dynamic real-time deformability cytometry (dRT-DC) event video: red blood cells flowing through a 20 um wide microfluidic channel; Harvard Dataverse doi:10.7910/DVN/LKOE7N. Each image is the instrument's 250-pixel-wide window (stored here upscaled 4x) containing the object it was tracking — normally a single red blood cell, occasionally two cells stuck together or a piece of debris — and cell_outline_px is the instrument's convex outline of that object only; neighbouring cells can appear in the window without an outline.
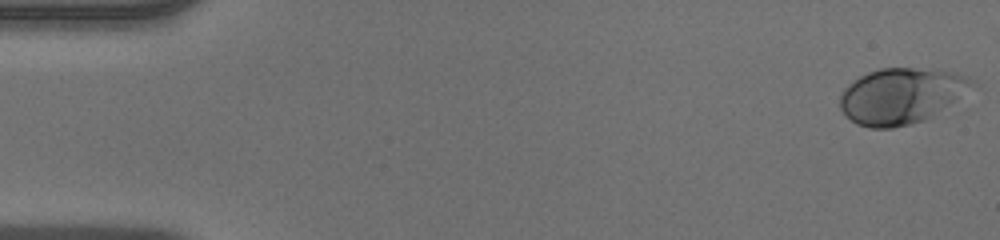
{"species": "human", "species_latin": "Homo sapiens", "temperature_condition": "warm", "stored_images_in_passage": 48, "camera_frame_rate_fps": 3000, "um_per_image_px": 0.085, "donor": {"sex": "male"}, "frame": {"image": 1, "passage_image": 1, "time_ms": 0.0, "image_size_px": [1000, 240], "cell_outline_px": [[980, 84], [928, 120], [892, 128], [868, 128], [856, 124], [840, 108], [840, 96], [844, 88], [848, 84], [860, 76], [868, 72], [880, 68], [912, 68], [952, 72], [968, 76], [976, 80]], "centroid_in_image_um": [76.66, 8.15], "position_along_channel_um": 8.3, "area_um2": 43.29}}
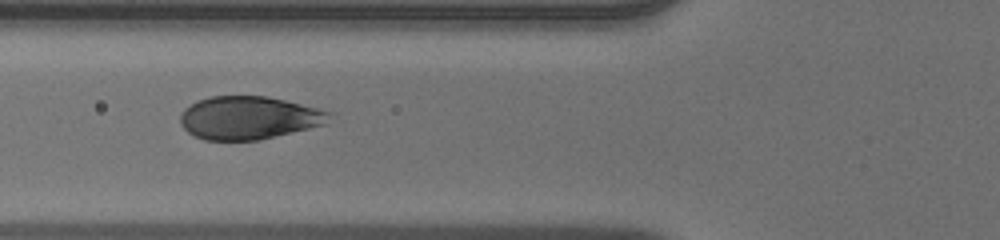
{"frame": {"image": 2, "passage_image": 18, "time_ms": 5.667, "image_size_px": [1000, 240], "cell_outline_px": [[336, 112], [328, 124], [260, 140], [204, 140], [188, 132], [180, 124], [180, 116], [184, 108], [200, 100], [212, 96], [268, 96]], "centroid_in_image_um": [21.23, 10.01], "position_along_channel_um": 104.6, "area_um2": 37.74}}
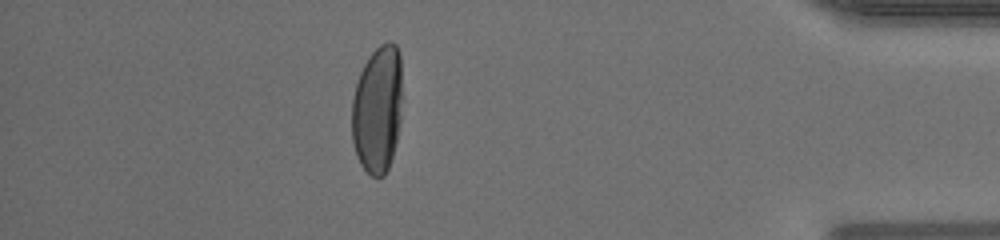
{"frame": {"image": 3, "passage_image": 42, "time_ms": 13.667, "image_size_px": [1000, 240], "cell_outline_px": [[400, 120], [396, 140], [392, 156], [388, 168], [384, 176], [372, 176], [360, 164], [356, 156], [352, 140], [352, 96], [360, 72], [368, 56], [380, 44], [388, 40], [396, 44], [400, 52]], "centroid_in_image_um": [32.06, 9.27], "position_along_channel_um": 403.1, "area_um2": 37.45}}